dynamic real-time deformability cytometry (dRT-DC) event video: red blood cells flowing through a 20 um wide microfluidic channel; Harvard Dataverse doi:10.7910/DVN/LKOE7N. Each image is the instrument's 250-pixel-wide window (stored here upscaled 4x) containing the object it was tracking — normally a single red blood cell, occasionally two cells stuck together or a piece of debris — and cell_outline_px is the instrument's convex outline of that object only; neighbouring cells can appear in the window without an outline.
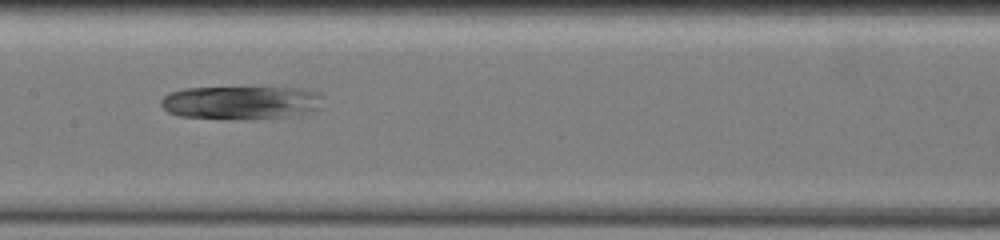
{"species": "common noctule bat (a hibernating species)", "species_latin": "Nyctalus noctula", "temperature_condition": "warm", "stored_images_in_passage": 20, "camera_frame_rate_fps": 3000, "um_per_image_px": 0.085, "animal": {"sex": "female", "body_mass_g": 19.5, "forearm_length_mm": 54.1}, "frame": {"image": 1, "passage_image": 4, "time_ms": 3.333, "image_size_px": [1000, 240], "cell_outline_px": [[320, 108], [304, 112], [284, 116], [236, 120], [228, 120], [176, 116], [168, 112], [160, 104], [160, 100], [168, 92], [184, 88], [304, 88], [320, 92]], "centroid_in_image_um": [20.38, 8.72], "position_along_channel_um": 187.0, "area_um2": 31.56}}
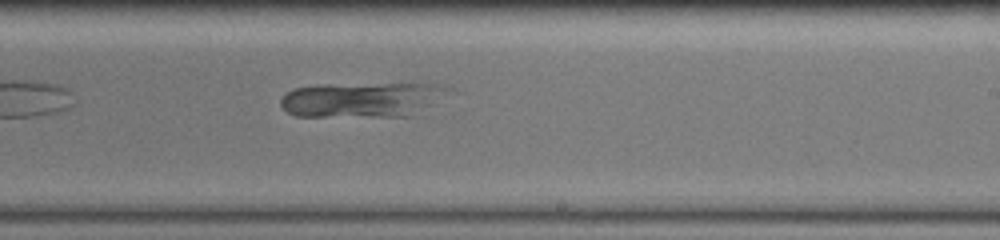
{"frame": {"image": 2, "passage_image": 6, "time_ms": 5.333, "image_size_px": [1000, 240], "cell_outline_px": [[448, 88], [416, 116], [296, 116], [288, 112], [280, 104], [280, 100], [292, 88], [316, 84], [448, 84]], "centroid_in_image_um": [30.69, 8.46], "position_along_channel_um": 258.3, "area_um2": 33.81}}